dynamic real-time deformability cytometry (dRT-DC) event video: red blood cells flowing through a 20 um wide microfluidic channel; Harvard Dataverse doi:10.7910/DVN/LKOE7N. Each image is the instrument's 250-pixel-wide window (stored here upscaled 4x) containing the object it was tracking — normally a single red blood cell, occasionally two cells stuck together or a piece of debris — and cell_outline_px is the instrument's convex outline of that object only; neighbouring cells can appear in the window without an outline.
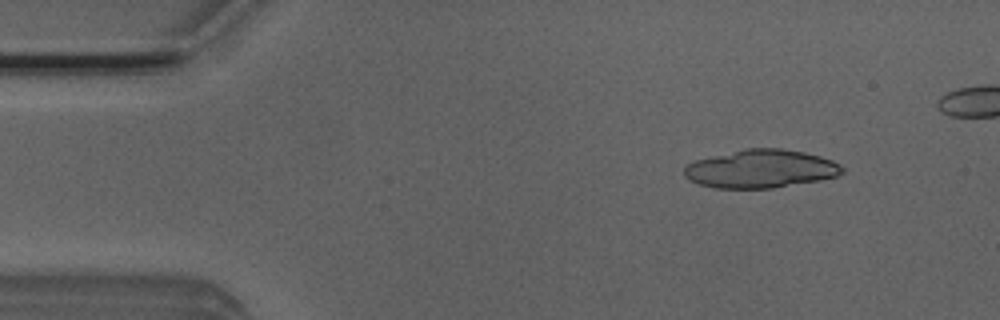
{"species": "Egyptian fruit bat (a non-hibernating species)", "species_latin": "Rousettus aegyptiacus", "temperature_condition": "room temperature", "stored_images_in_passage": 17, "camera_frame_rate_fps": 3000, "um_per_image_px": 0.085, "animal": {"sex": "male"}, "frame": {"image": 1, "passage_image": 6, "time_ms": 1.667, "image_size_px": [1000, 320], "cell_outline_px": [[844, 172], [836, 176], [820, 180], [772, 188], [716, 188], [700, 184], [688, 180], [684, 176], [684, 168], [688, 164], [696, 160], [744, 148], [780, 148], [804, 152], [820, 156], [832, 160], [840, 164], [844, 168]], "centroid_in_image_um": [64.67, 14.35], "position_along_channel_um": 20.3, "area_um2": 35.2}}